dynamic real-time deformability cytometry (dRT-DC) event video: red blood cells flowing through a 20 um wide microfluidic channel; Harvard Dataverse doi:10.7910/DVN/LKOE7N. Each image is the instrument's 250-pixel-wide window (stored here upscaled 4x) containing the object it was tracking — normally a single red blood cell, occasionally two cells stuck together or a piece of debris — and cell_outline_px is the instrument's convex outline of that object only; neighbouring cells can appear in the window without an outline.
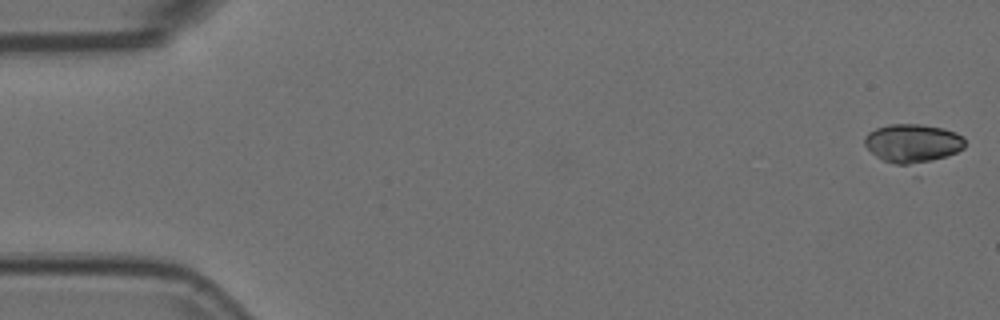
{"species": "Egyptian fruit bat (a non-hibernating species)", "species_latin": "Rousettus aegyptiacus", "temperature_condition": "room temperature", "stored_images_in_passage": 3, "camera_frame_rate_fps": 3000, "um_per_image_px": 0.085, "animal": {"sex": "female"}, "frame": {"image": 1, "passage_image": 1, "time_ms": 0.0, "image_size_px": [1000, 320], "cell_outline_px": [[964, 148], [916, 176], [876, 156], [864, 144], [864, 136], [868, 132], [876, 128], [888, 124], [920, 124], [944, 128], [956, 132], [964, 136]], "centroid_in_image_um": [77.65, 12.36], "position_along_channel_um": 7.4, "area_um2": 25.32}}